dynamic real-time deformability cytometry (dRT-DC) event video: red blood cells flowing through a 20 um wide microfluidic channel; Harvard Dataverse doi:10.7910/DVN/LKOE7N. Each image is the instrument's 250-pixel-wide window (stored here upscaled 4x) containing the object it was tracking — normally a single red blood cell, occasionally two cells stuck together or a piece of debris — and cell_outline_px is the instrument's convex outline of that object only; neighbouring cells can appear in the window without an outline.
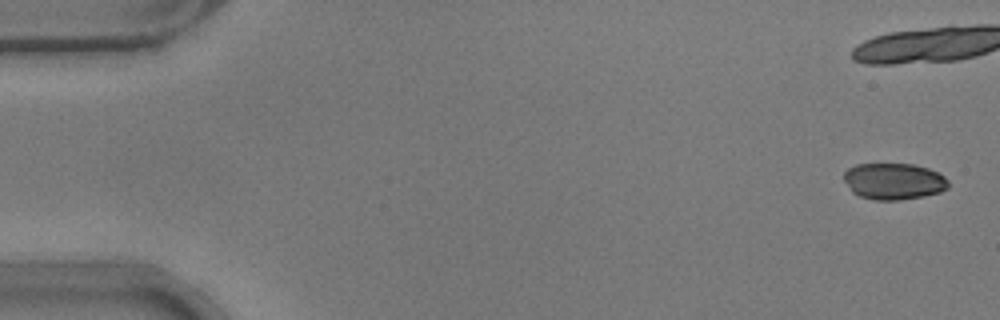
{"species": "common noctule bat (a hibernating species)", "species_latin": "Nyctalus noctula", "temperature_condition": "warm", "stored_images_in_passage": 10, "camera_frame_rate_fps": 3000, "um_per_image_px": 0.085, "animal": {"sex": "male", "body_mass_g": 17.9}, "frame": {"image": 1, "passage_image": 2, "time_ms": 0.333, "image_size_px": [1000, 320], "cell_outline_px": [[948, 188], [940, 192], [924, 196], [900, 200], [872, 200], [860, 196], [852, 192], [844, 180], [844, 172], [848, 168], [856, 164], [912, 164], [928, 168], [944, 176], [948, 180]], "centroid_in_image_um": [75.96, 15.41], "position_along_channel_um": 9.0, "area_um2": 22.25}}